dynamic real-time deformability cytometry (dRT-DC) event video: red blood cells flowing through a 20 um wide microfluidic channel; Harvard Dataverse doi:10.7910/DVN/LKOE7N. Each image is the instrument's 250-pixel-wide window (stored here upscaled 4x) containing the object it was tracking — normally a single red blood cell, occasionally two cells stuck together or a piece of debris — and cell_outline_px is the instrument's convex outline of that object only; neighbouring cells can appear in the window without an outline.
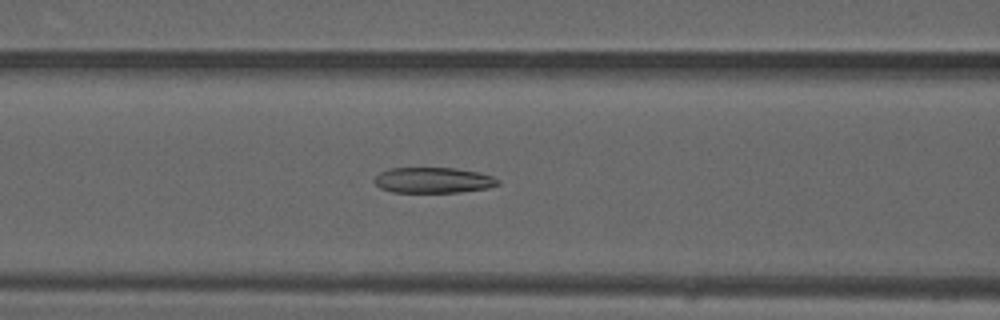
{"species": "common noctule bat (a hibernating species)", "species_latin": "Nyctalus noctula", "temperature_condition": "warm", "stored_images_in_passage": 43, "camera_frame_rate_fps": 3000, "um_per_image_px": 0.085, "animal": {"sex": "male", "forearm_length_mm": 52.5}, "frame": {"image": 1, "passage_image": 14, "time_ms": 4.333, "image_size_px": [1000, 320], "cell_outline_px": [[500, 184], [488, 188], [460, 192], [392, 192], [380, 188], [372, 180], [380, 172], [388, 168], [456, 168], [476, 172], [492, 176], [500, 180]], "centroid_in_image_um": [36.81, 15.32], "position_along_channel_um": 129.8, "area_um2": 18.5}}
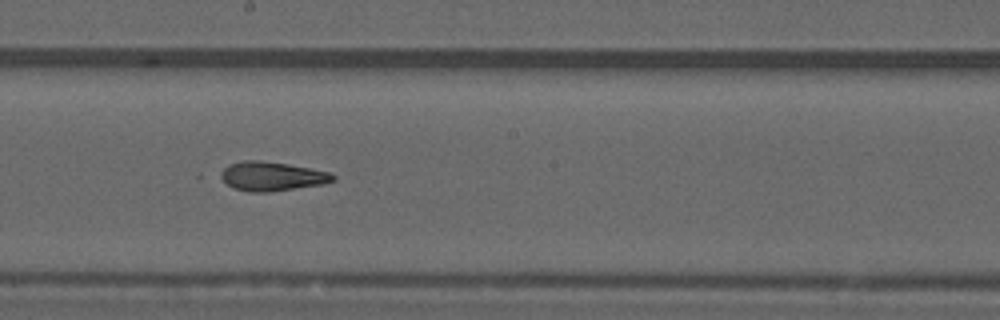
{"frame": {"image": 2, "passage_image": 21, "time_ms": 6.667, "image_size_px": [1000, 320], "cell_outline_px": [[336, 180], [324, 184], [268, 192], [248, 192], [232, 188], [216, 176], [216, 172], [228, 164], [244, 160], [260, 160], [288, 164], [332, 172], [336, 176]], "centroid_in_image_um": [23.04, 14.98], "position_along_channel_um": 225.2, "area_um2": 19.59}}
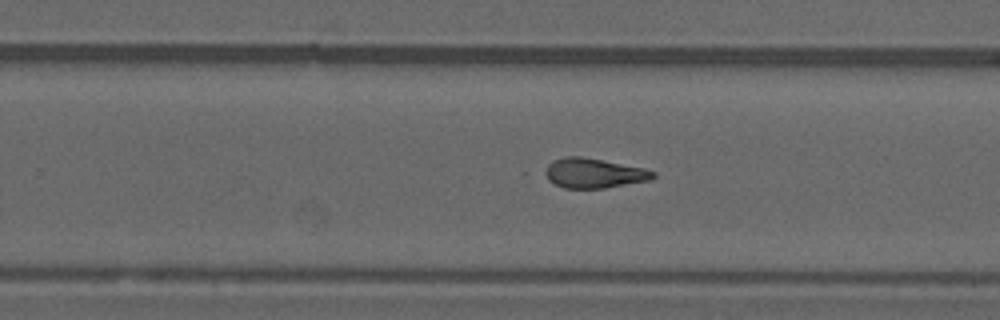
{"frame": {"image": 3, "passage_image": 25, "time_ms": 8.0, "image_size_px": [1000, 320], "cell_outline_px": [[656, 176], [652, 180], [604, 188], [564, 188], [548, 180], [540, 172], [552, 160], [564, 156], [580, 156], [644, 168], [656, 172]], "centroid_in_image_um": [50.43, 14.71], "position_along_channel_um": 279.4, "area_um2": 18.96}, "authors_computed_cell_mechanics": {"area_um2": 19.1896, "velocity_mm_per_s": 4.0913, "shape_relaxation_time_tau1_ms": null, "shape_relaxation_time_tau2_ms": 2.0341, "deformation_change_tau1": null, "deformation_change_tau2": 0.0931}}